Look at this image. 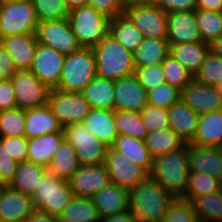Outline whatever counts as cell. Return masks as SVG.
Masks as SVG:
<instances>
[{"mask_svg":"<svg viewBox=\"0 0 222 222\" xmlns=\"http://www.w3.org/2000/svg\"><path fill=\"white\" fill-rule=\"evenodd\" d=\"M129 199L132 222H161L175 197L149 175L129 190Z\"/></svg>","mask_w":222,"mask_h":222,"instance_id":"1","label":"cell"},{"mask_svg":"<svg viewBox=\"0 0 222 222\" xmlns=\"http://www.w3.org/2000/svg\"><path fill=\"white\" fill-rule=\"evenodd\" d=\"M92 50L98 77L116 81L135 74L133 53L109 33Z\"/></svg>","mask_w":222,"mask_h":222,"instance_id":"2","label":"cell"},{"mask_svg":"<svg viewBox=\"0 0 222 222\" xmlns=\"http://www.w3.org/2000/svg\"><path fill=\"white\" fill-rule=\"evenodd\" d=\"M187 143L153 161L151 176L175 198L182 197L188 186Z\"/></svg>","mask_w":222,"mask_h":222,"instance_id":"3","label":"cell"},{"mask_svg":"<svg viewBox=\"0 0 222 222\" xmlns=\"http://www.w3.org/2000/svg\"><path fill=\"white\" fill-rule=\"evenodd\" d=\"M95 76L97 73L93 50L81 47L66 55L56 90L81 93Z\"/></svg>","mask_w":222,"mask_h":222,"instance_id":"4","label":"cell"},{"mask_svg":"<svg viewBox=\"0 0 222 222\" xmlns=\"http://www.w3.org/2000/svg\"><path fill=\"white\" fill-rule=\"evenodd\" d=\"M67 19L81 47L92 48L109 33L110 19L89 5L71 10Z\"/></svg>","mask_w":222,"mask_h":222,"instance_id":"5","label":"cell"},{"mask_svg":"<svg viewBox=\"0 0 222 222\" xmlns=\"http://www.w3.org/2000/svg\"><path fill=\"white\" fill-rule=\"evenodd\" d=\"M37 25L32 2L0 0V40L17 34L36 33Z\"/></svg>","mask_w":222,"mask_h":222,"instance_id":"6","label":"cell"},{"mask_svg":"<svg viewBox=\"0 0 222 222\" xmlns=\"http://www.w3.org/2000/svg\"><path fill=\"white\" fill-rule=\"evenodd\" d=\"M64 139L75 149L80 166L105 164L109 146L91 133L83 123L63 127Z\"/></svg>","mask_w":222,"mask_h":222,"instance_id":"7","label":"cell"},{"mask_svg":"<svg viewBox=\"0 0 222 222\" xmlns=\"http://www.w3.org/2000/svg\"><path fill=\"white\" fill-rule=\"evenodd\" d=\"M36 209L59 216L74 198L68 180L47 172L31 196Z\"/></svg>","mask_w":222,"mask_h":222,"instance_id":"8","label":"cell"},{"mask_svg":"<svg viewBox=\"0 0 222 222\" xmlns=\"http://www.w3.org/2000/svg\"><path fill=\"white\" fill-rule=\"evenodd\" d=\"M47 104L62 127L82 123L91 110L83 94L79 92H64L51 89L48 94Z\"/></svg>","mask_w":222,"mask_h":222,"instance_id":"9","label":"cell"},{"mask_svg":"<svg viewBox=\"0 0 222 222\" xmlns=\"http://www.w3.org/2000/svg\"><path fill=\"white\" fill-rule=\"evenodd\" d=\"M35 34L39 44L52 47L64 55L81 48L68 19L38 22Z\"/></svg>","mask_w":222,"mask_h":222,"instance_id":"10","label":"cell"},{"mask_svg":"<svg viewBox=\"0 0 222 222\" xmlns=\"http://www.w3.org/2000/svg\"><path fill=\"white\" fill-rule=\"evenodd\" d=\"M17 108L29 109L46 105L50 89L30 70H17L10 78Z\"/></svg>","mask_w":222,"mask_h":222,"instance_id":"11","label":"cell"},{"mask_svg":"<svg viewBox=\"0 0 222 222\" xmlns=\"http://www.w3.org/2000/svg\"><path fill=\"white\" fill-rule=\"evenodd\" d=\"M144 38H166L167 13L154 5L127 3L124 13Z\"/></svg>","mask_w":222,"mask_h":222,"instance_id":"12","label":"cell"},{"mask_svg":"<svg viewBox=\"0 0 222 222\" xmlns=\"http://www.w3.org/2000/svg\"><path fill=\"white\" fill-rule=\"evenodd\" d=\"M105 165L110 176V182L128 190L150 175L143 167L132 163L112 147L107 150Z\"/></svg>","mask_w":222,"mask_h":222,"instance_id":"13","label":"cell"},{"mask_svg":"<svg viewBox=\"0 0 222 222\" xmlns=\"http://www.w3.org/2000/svg\"><path fill=\"white\" fill-rule=\"evenodd\" d=\"M66 55L38 43L30 71L50 90L56 89Z\"/></svg>","mask_w":222,"mask_h":222,"instance_id":"14","label":"cell"},{"mask_svg":"<svg viewBox=\"0 0 222 222\" xmlns=\"http://www.w3.org/2000/svg\"><path fill=\"white\" fill-rule=\"evenodd\" d=\"M68 183L74 197L92 198L110 183V176L105 164L80 166Z\"/></svg>","mask_w":222,"mask_h":222,"instance_id":"15","label":"cell"},{"mask_svg":"<svg viewBox=\"0 0 222 222\" xmlns=\"http://www.w3.org/2000/svg\"><path fill=\"white\" fill-rule=\"evenodd\" d=\"M181 99L199 116L222 110V94L218 86L202 84L194 79L181 91Z\"/></svg>","mask_w":222,"mask_h":222,"instance_id":"16","label":"cell"},{"mask_svg":"<svg viewBox=\"0 0 222 222\" xmlns=\"http://www.w3.org/2000/svg\"><path fill=\"white\" fill-rule=\"evenodd\" d=\"M114 110L141 112L148 104L147 91L135 75L114 81Z\"/></svg>","mask_w":222,"mask_h":222,"instance_id":"17","label":"cell"},{"mask_svg":"<svg viewBox=\"0 0 222 222\" xmlns=\"http://www.w3.org/2000/svg\"><path fill=\"white\" fill-rule=\"evenodd\" d=\"M166 39L169 45L202 41L195 11L168 13Z\"/></svg>","mask_w":222,"mask_h":222,"instance_id":"18","label":"cell"},{"mask_svg":"<svg viewBox=\"0 0 222 222\" xmlns=\"http://www.w3.org/2000/svg\"><path fill=\"white\" fill-rule=\"evenodd\" d=\"M35 209L31 196L9 186L0 190V218L4 222H25Z\"/></svg>","mask_w":222,"mask_h":222,"instance_id":"19","label":"cell"},{"mask_svg":"<svg viewBox=\"0 0 222 222\" xmlns=\"http://www.w3.org/2000/svg\"><path fill=\"white\" fill-rule=\"evenodd\" d=\"M0 44L11 56L16 70H30L38 47L35 33L7 36Z\"/></svg>","mask_w":222,"mask_h":222,"instance_id":"20","label":"cell"},{"mask_svg":"<svg viewBox=\"0 0 222 222\" xmlns=\"http://www.w3.org/2000/svg\"><path fill=\"white\" fill-rule=\"evenodd\" d=\"M187 155L190 172L207 173L222 179V148L187 143Z\"/></svg>","mask_w":222,"mask_h":222,"instance_id":"21","label":"cell"},{"mask_svg":"<svg viewBox=\"0 0 222 222\" xmlns=\"http://www.w3.org/2000/svg\"><path fill=\"white\" fill-rule=\"evenodd\" d=\"M91 199L100 218L128 211L130 204L129 190L111 182L100 189Z\"/></svg>","mask_w":222,"mask_h":222,"instance_id":"22","label":"cell"},{"mask_svg":"<svg viewBox=\"0 0 222 222\" xmlns=\"http://www.w3.org/2000/svg\"><path fill=\"white\" fill-rule=\"evenodd\" d=\"M63 132V127L48 104L26 109L24 136L27 139Z\"/></svg>","mask_w":222,"mask_h":222,"instance_id":"23","label":"cell"},{"mask_svg":"<svg viewBox=\"0 0 222 222\" xmlns=\"http://www.w3.org/2000/svg\"><path fill=\"white\" fill-rule=\"evenodd\" d=\"M169 125L185 143H190L196 133L199 115L181 98L168 109Z\"/></svg>","mask_w":222,"mask_h":222,"instance_id":"24","label":"cell"},{"mask_svg":"<svg viewBox=\"0 0 222 222\" xmlns=\"http://www.w3.org/2000/svg\"><path fill=\"white\" fill-rule=\"evenodd\" d=\"M82 123L103 143L111 147L118 136L115 110L91 108Z\"/></svg>","mask_w":222,"mask_h":222,"instance_id":"25","label":"cell"},{"mask_svg":"<svg viewBox=\"0 0 222 222\" xmlns=\"http://www.w3.org/2000/svg\"><path fill=\"white\" fill-rule=\"evenodd\" d=\"M190 144L222 148V110L199 116L197 130Z\"/></svg>","mask_w":222,"mask_h":222,"instance_id":"26","label":"cell"},{"mask_svg":"<svg viewBox=\"0 0 222 222\" xmlns=\"http://www.w3.org/2000/svg\"><path fill=\"white\" fill-rule=\"evenodd\" d=\"M169 46V54L177 59L193 77L198 73L210 52L209 43L203 41Z\"/></svg>","mask_w":222,"mask_h":222,"instance_id":"27","label":"cell"},{"mask_svg":"<svg viewBox=\"0 0 222 222\" xmlns=\"http://www.w3.org/2000/svg\"><path fill=\"white\" fill-rule=\"evenodd\" d=\"M63 140V132H55L28 139L27 161L48 168L54 153Z\"/></svg>","mask_w":222,"mask_h":222,"instance_id":"28","label":"cell"},{"mask_svg":"<svg viewBox=\"0 0 222 222\" xmlns=\"http://www.w3.org/2000/svg\"><path fill=\"white\" fill-rule=\"evenodd\" d=\"M111 147L151 174L154 160L150 156L143 140L126 135H118Z\"/></svg>","mask_w":222,"mask_h":222,"instance_id":"29","label":"cell"},{"mask_svg":"<svg viewBox=\"0 0 222 222\" xmlns=\"http://www.w3.org/2000/svg\"><path fill=\"white\" fill-rule=\"evenodd\" d=\"M47 172L48 169L42 165L23 161L18 163L14 178L8 186L20 193L32 196Z\"/></svg>","mask_w":222,"mask_h":222,"instance_id":"30","label":"cell"},{"mask_svg":"<svg viewBox=\"0 0 222 222\" xmlns=\"http://www.w3.org/2000/svg\"><path fill=\"white\" fill-rule=\"evenodd\" d=\"M169 51L166 38H144L133 53L135 68L162 63Z\"/></svg>","mask_w":222,"mask_h":222,"instance_id":"31","label":"cell"},{"mask_svg":"<svg viewBox=\"0 0 222 222\" xmlns=\"http://www.w3.org/2000/svg\"><path fill=\"white\" fill-rule=\"evenodd\" d=\"M81 93L91 108L114 110V81L95 76Z\"/></svg>","mask_w":222,"mask_h":222,"instance_id":"32","label":"cell"},{"mask_svg":"<svg viewBox=\"0 0 222 222\" xmlns=\"http://www.w3.org/2000/svg\"><path fill=\"white\" fill-rule=\"evenodd\" d=\"M109 34L132 53L144 40L142 32L125 14L110 19Z\"/></svg>","mask_w":222,"mask_h":222,"instance_id":"33","label":"cell"},{"mask_svg":"<svg viewBox=\"0 0 222 222\" xmlns=\"http://www.w3.org/2000/svg\"><path fill=\"white\" fill-rule=\"evenodd\" d=\"M79 167L75 149L64 139L54 153L47 169L49 173L58 178L69 180Z\"/></svg>","mask_w":222,"mask_h":222,"instance_id":"34","label":"cell"},{"mask_svg":"<svg viewBox=\"0 0 222 222\" xmlns=\"http://www.w3.org/2000/svg\"><path fill=\"white\" fill-rule=\"evenodd\" d=\"M144 142L153 160L177 150L185 144L172 129L148 133Z\"/></svg>","mask_w":222,"mask_h":222,"instance_id":"35","label":"cell"},{"mask_svg":"<svg viewBox=\"0 0 222 222\" xmlns=\"http://www.w3.org/2000/svg\"><path fill=\"white\" fill-rule=\"evenodd\" d=\"M190 202L199 221L222 222V190L193 198Z\"/></svg>","mask_w":222,"mask_h":222,"instance_id":"36","label":"cell"},{"mask_svg":"<svg viewBox=\"0 0 222 222\" xmlns=\"http://www.w3.org/2000/svg\"><path fill=\"white\" fill-rule=\"evenodd\" d=\"M72 222H99L100 216L91 198L74 197L59 215Z\"/></svg>","mask_w":222,"mask_h":222,"instance_id":"37","label":"cell"},{"mask_svg":"<svg viewBox=\"0 0 222 222\" xmlns=\"http://www.w3.org/2000/svg\"><path fill=\"white\" fill-rule=\"evenodd\" d=\"M219 190H221L220 179L207 173L189 172L188 186L181 198L191 201L193 198L216 193Z\"/></svg>","mask_w":222,"mask_h":222,"instance_id":"38","label":"cell"},{"mask_svg":"<svg viewBox=\"0 0 222 222\" xmlns=\"http://www.w3.org/2000/svg\"><path fill=\"white\" fill-rule=\"evenodd\" d=\"M115 124L118 135H126L144 141L148 134L140 112L115 111Z\"/></svg>","mask_w":222,"mask_h":222,"instance_id":"39","label":"cell"},{"mask_svg":"<svg viewBox=\"0 0 222 222\" xmlns=\"http://www.w3.org/2000/svg\"><path fill=\"white\" fill-rule=\"evenodd\" d=\"M195 14L203 42L210 44L222 35V12L196 9Z\"/></svg>","mask_w":222,"mask_h":222,"instance_id":"40","label":"cell"},{"mask_svg":"<svg viewBox=\"0 0 222 222\" xmlns=\"http://www.w3.org/2000/svg\"><path fill=\"white\" fill-rule=\"evenodd\" d=\"M26 109L14 108L0 112V137L24 136Z\"/></svg>","mask_w":222,"mask_h":222,"instance_id":"41","label":"cell"},{"mask_svg":"<svg viewBox=\"0 0 222 222\" xmlns=\"http://www.w3.org/2000/svg\"><path fill=\"white\" fill-rule=\"evenodd\" d=\"M161 64L165 82L181 91L194 79L187 69L170 54Z\"/></svg>","mask_w":222,"mask_h":222,"instance_id":"42","label":"cell"},{"mask_svg":"<svg viewBox=\"0 0 222 222\" xmlns=\"http://www.w3.org/2000/svg\"><path fill=\"white\" fill-rule=\"evenodd\" d=\"M38 22L67 19L69 8L66 0H33Z\"/></svg>","mask_w":222,"mask_h":222,"instance_id":"43","label":"cell"},{"mask_svg":"<svg viewBox=\"0 0 222 222\" xmlns=\"http://www.w3.org/2000/svg\"><path fill=\"white\" fill-rule=\"evenodd\" d=\"M220 79H222V58L209 52L194 80L202 84L218 86Z\"/></svg>","mask_w":222,"mask_h":222,"instance_id":"44","label":"cell"},{"mask_svg":"<svg viewBox=\"0 0 222 222\" xmlns=\"http://www.w3.org/2000/svg\"><path fill=\"white\" fill-rule=\"evenodd\" d=\"M148 104L169 109L181 98V90L168 83L147 91Z\"/></svg>","mask_w":222,"mask_h":222,"instance_id":"45","label":"cell"},{"mask_svg":"<svg viewBox=\"0 0 222 222\" xmlns=\"http://www.w3.org/2000/svg\"><path fill=\"white\" fill-rule=\"evenodd\" d=\"M140 113L148 133L170 129L168 109L147 104Z\"/></svg>","mask_w":222,"mask_h":222,"instance_id":"46","label":"cell"},{"mask_svg":"<svg viewBox=\"0 0 222 222\" xmlns=\"http://www.w3.org/2000/svg\"><path fill=\"white\" fill-rule=\"evenodd\" d=\"M190 201L175 198L168 207L167 214L161 222H198Z\"/></svg>","mask_w":222,"mask_h":222,"instance_id":"47","label":"cell"},{"mask_svg":"<svg viewBox=\"0 0 222 222\" xmlns=\"http://www.w3.org/2000/svg\"><path fill=\"white\" fill-rule=\"evenodd\" d=\"M134 75L146 91L165 83L161 63L136 68Z\"/></svg>","mask_w":222,"mask_h":222,"instance_id":"48","label":"cell"},{"mask_svg":"<svg viewBox=\"0 0 222 222\" xmlns=\"http://www.w3.org/2000/svg\"><path fill=\"white\" fill-rule=\"evenodd\" d=\"M0 143L6 147L7 152L17 163L27 161L28 139L25 136L20 137H0Z\"/></svg>","mask_w":222,"mask_h":222,"instance_id":"49","label":"cell"},{"mask_svg":"<svg viewBox=\"0 0 222 222\" xmlns=\"http://www.w3.org/2000/svg\"><path fill=\"white\" fill-rule=\"evenodd\" d=\"M126 4V0H89L87 5L113 19L125 13Z\"/></svg>","mask_w":222,"mask_h":222,"instance_id":"50","label":"cell"},{"mask_svg":"<svg viewBox=\"0 0 222 222\" xmlns=\"http://www.w3.org/2000/svg\"><path fill=\"white\" fill-rule=\"evenodd\" d=\"M18 163L13 160L6 150V147L0 143V184L8 186L13 180Z\"/></svg>","mask_w":222,"mask_h":222,"instance_id":"51","label":"cell"},{"mask_svg":"<svg viewBox=\"0 0 222 222\" xmlns=\"http://www.w3.org/2000/svg\"><path fill=\"white\" fill-rule=\"evenodd\" d=\"M154 6L168 14L170 12L195 11L197 2L196 0H156Z\"/></svg>","mask_w":222,"mask_h":222,"instance_id":"52","label":"cell"},{"mask_svg":"<svg viewBox=\"0 0 222 222\" xmlns=\"http://www.w3.org/2000/svg\"><path fill=\"white\" fill-rule=\"evenodd\" d=\"M17 108L14 88L10 79L0 80V112Z\"/></svg>","mask_w":222,"mask_h":222,"instance_id":"53","label":"cell"},{"mask_svg":"<svg viewBox=\"0 0 222 222\" xmlns=\"http://www.w3.org/2000/svg\"><path fill=\"white\" fill-rule=\"evenodd\" d=\"M16 71L11 56L0 44V80L10 79Z\"/></svg>","mask_w":222,"mask_h":222,"instance_id":"54","label":"cell"},{"mask_svg":"<svg viewBox=\"0 0 222 222\" xmlns=\"http://www.w3.org/2000/svg\"><path fill=\"white\" fill-rule=\"evenodd\" d=\"M25 222H57V216L35 209Z\"/></svg>","mask_w":222,"mask_h":222,"instance_id":"55","label":"cell"},{"mask_svg":"<svg viewBox=\"0 0 222 222\" xmlns=\"http://www.w3.org/2000/svg\"><path fill=\"white\" fill-rule=\"evenodd\" d=\"M197 9L222 12V0H196Z\"/></svg>","mask_w":222,"mask_h":222,"instance_id":"56","label":"cell"},{"mask_svg":"<svg viewBox=\"0 0 222 222\" xmlns=\"http://www.w3.org/2000/svg\"><path fill=\"white\" fill-rule=\"evenodd\" d=\"M99 222H132L128 211H124L112 216L101 217Z\"/></svg>","mask_w":222,"mask_h":222,"instance_id":"57","label":"cell"},{"mask_svg":"<svg viewBox=\"0 0 222 222\" xmlns=\"http://www.w3.org/2000/svg\"><path fill=\"white\" fill-rule=\"evenodd\" d=\"M210 52L222 58V35L213 40L210 44Z\"/></svg>","mask_w":222,"mask_h":222,"instance_id":"58","label":"cell"},{"mask_svg":"<svg viewBox=\"0 0 222 222\" xmlns=\"http://www.w3.org/2000/svg\"><path fill=\"white\" fill-rule=\"evenodd\" d=\"M88 1L89 0H66V3L69 10L71 11L75 8L87 5Z\"/></svg>","mask_w":222,"mask_h":222,"instance_id":"59","label":"cell"},{"mask_svg":"<svg viewBox=\"0 0 222 222\" xmlns=\"http://www.w3.org/2000/svg\"><path fill=\"white\" fill-rule=\"evenodd\" d=\"M126 2L136 5H155L156 0H126Z\"/></svg>","mask_w":222,"mask_h":222,"instance_id":"60","label":"cell"},{"mask_svg":"<svg viewBox=\"0 0 222 222\" xmlns=\"http://www.w3.org/2000/svg\"><path fill=\"white\" fill-rule=\"evenodd\" d=\"M57 222H72V221H68L66 219H61L59 216H57Z\"/></svg>","mask_w":222,"mask_h":222,"instance_id":"61","label":"cell"},{"mask_svg":"<svg viewBox=\"0 0 222 222\" xmlns=\"http://www.w3.org/2000/svg\"><path fill=\"white\" fill-rule=\"evenodd\" d=\"M218 89L220 93L222 94V79H220V84L218 85Z\"/></svg>","mask_w":222,"mask_h":222,"instance_id":"62","label":"cell"},{"mask_svg":"<svg viewBox=\"0 0 222 222\" xmlns=\"http://www.w3.org/2000/svg\"><path fill=\"white\" fill-rule=\"evenodd\" d=\"M18 1H29V2H32L33 0H18Z\"/></svg>","mask_w":222,"mask_h":222,"instance_id":"63","label":"cell"}]
</instances>
